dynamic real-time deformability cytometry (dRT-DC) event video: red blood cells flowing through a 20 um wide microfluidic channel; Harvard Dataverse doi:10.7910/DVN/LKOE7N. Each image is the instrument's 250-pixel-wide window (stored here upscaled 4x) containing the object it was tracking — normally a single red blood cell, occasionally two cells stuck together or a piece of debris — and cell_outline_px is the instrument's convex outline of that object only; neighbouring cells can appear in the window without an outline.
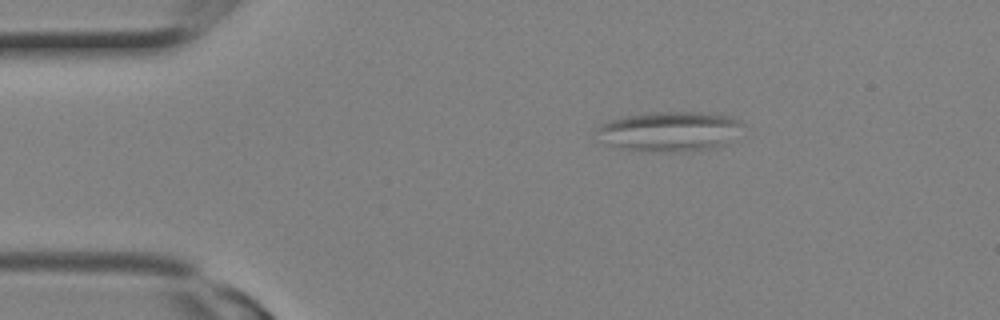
{"species": "Egyptian fruit bat (a non-hibernating species)", "species_latin": "Rousettus aegyptiacus", "temperature_condition": "room temperature", "stored_images_in_passage": 9, "camera_frame_rate_fps": 3000, "um_per_image_px": 0.085, "animal": {"sex": "female"}, "frame": {"image": 1, "passage_image": 1, "time_ms": 0.0, "image_size_px": [1000, 320], "cell_outline_px": [[744, 124], [724, 144], [716, 148], [684, 152], [640, 152], [620, 148], [608, 144], [596, 128], [600, 124], [608, 120], [624, 116], [652, 112], [700, 112], [732, 116], [740, 120]], "centroid_in_image_um": [56.91, 11.17], "position_along_channel_um": 28.1, "area_um2": 33.99}}
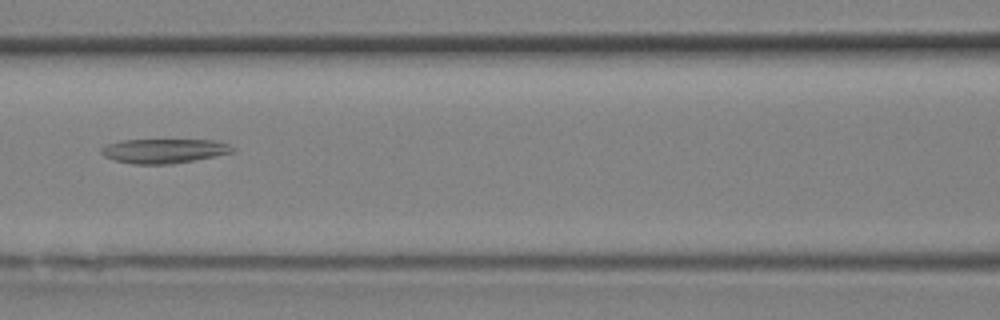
{"frame": {"image": 2, "passage_image": 8, "time_ms": 2.333, "image_size_px": [1000, 320], "cell_outline_px": [[236, 152], [172, 164], [132, 164], [116, 160], [104, 156], [100, 152], [100, 148], [108, 144], [120, 140], [212, 140], [228, 144], [236, 148]], "centroid_in_image_um": [13.95, 12.83], "position_along_channel_um": 152.6, "area_um2": 18.67}}